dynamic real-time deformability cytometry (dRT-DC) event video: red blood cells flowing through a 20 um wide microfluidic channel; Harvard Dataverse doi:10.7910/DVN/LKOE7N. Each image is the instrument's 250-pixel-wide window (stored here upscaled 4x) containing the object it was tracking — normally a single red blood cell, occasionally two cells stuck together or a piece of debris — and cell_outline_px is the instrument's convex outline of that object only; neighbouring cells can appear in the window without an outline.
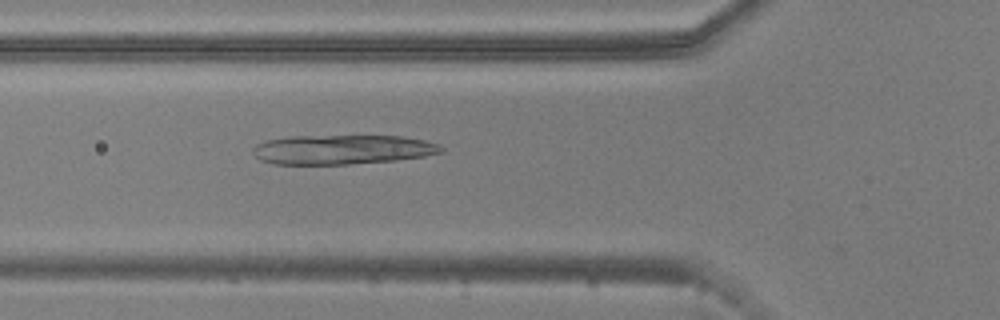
{"species": "common noctule bat (a hibernating species)", "species_latin": "Nyctalus noctula", "temperature_condition": "warm", "stored_images_in_passage": 54, "camera_frame_rate_fps": 3000, "um_per_image_px": 0.085, "animal": {"sex": "male", "body_mass_g": 20.5, "forearm_length_mm": 52.5}, "frame": {"image": 1, "passage_image": 18, "time_ms": 5.667, "image_size_px": [1000, 320], "cell_outline_px": [[444, 152], [424, 156], [396, 160], [348, 164], [272, 164], [260, 160], [252, 152], [252, 148], [256, 144], [268, 140], [292, 136], [404, 136], [424, 140], [440, 144], [444, 148]], "centroid_in_image_um": [29.12, 12.71], "position_along_channel_um": 96.7, "area_um2": 32.43}}
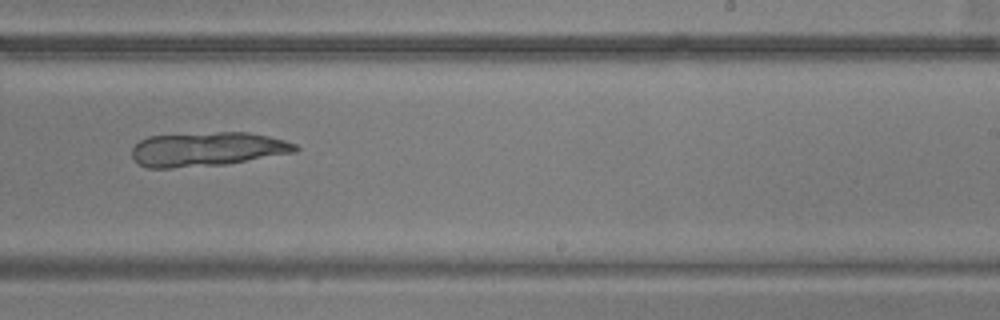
{"frame": {"image": 2, "passage_image": 32, "time_ms": 10.333, "image_size_px": [1000, 320], "cell_outline_px": [[300, 148], [296, 152], [224, 164], [172, 168], [148, 168], [140, 164], [132, 156], [132, 148], [140, 140], [148, 136], [216, 132], [248, 132], [268, 136], [284, 140], [296, 144]], "centroid_in_image_um": [17.61, 12.67], "position_along_channel_um": 271.4, "area_um2": 32.37}}
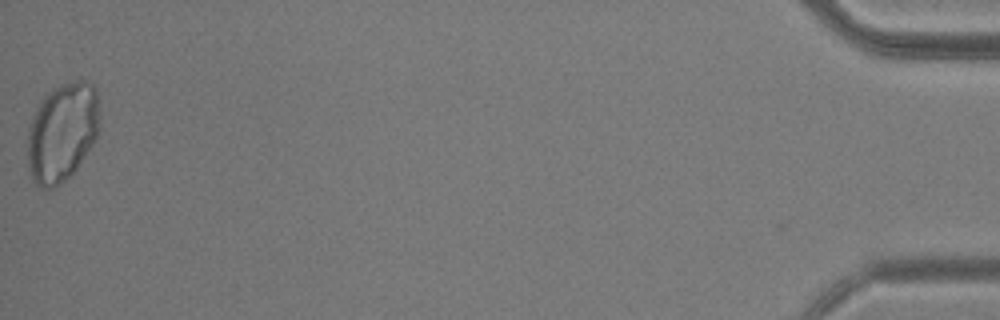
{"frame": {"image": 3, "passage_image": 53, "time_ms": 17.333, "image_size_px": [1000, 320], "cell_outline_px": [[100, 128], [92, 144], [76, 168], [60, 184], [52, 188], [44, 188], [36, 184], [32, 180], [28, 164], [28, 128], [40, 100], [48, 92], [60, 84], [72, 80], [84, 80], [92, 84], [96, 88], [100, 124]], "centroid_in_image_um": [5.29, 11.2], "position_along_channel_um": 429.9, "area_um2": 41.44}}